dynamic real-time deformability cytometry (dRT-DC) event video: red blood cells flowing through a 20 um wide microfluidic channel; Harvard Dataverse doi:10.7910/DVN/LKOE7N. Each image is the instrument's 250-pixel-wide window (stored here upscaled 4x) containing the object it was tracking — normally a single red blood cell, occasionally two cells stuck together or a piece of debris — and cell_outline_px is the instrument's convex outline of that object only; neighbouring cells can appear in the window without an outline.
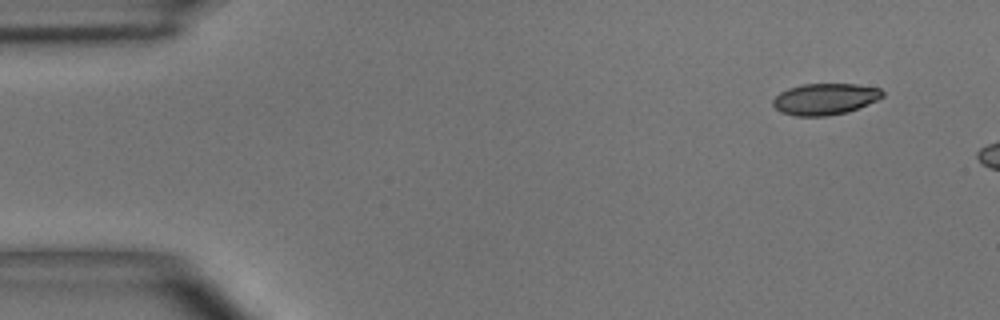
{"species": "common noctule bat (a hibernating species)", "species_latin": "Nyctalus noctula", "temperature_condition": "room temperature", "stored_images_in_passage": 3, "camera_frame_rate_fps": 3000, "um_per_image_px": 0.085, "animal": {"sex": "male", "body_mass_g": 15.6}, "frame": {"image": 1, "passage_image": 1, "time_ms": 0.0, "image_size_px": [1000, 320], "cell_outline_px": [[884, 96], [868, 104], [848, 112], [828, 116], [796, 116], [780, 112], [772, 104], [772, 100], [780, 92], [788, 88], [804, 84], [856, 84], [880, 88], [884, 92]], "centroid_in_image_um": [70.12, 8.42], "position_along_channel_um": 14.9, "area_um2": 20.11}}